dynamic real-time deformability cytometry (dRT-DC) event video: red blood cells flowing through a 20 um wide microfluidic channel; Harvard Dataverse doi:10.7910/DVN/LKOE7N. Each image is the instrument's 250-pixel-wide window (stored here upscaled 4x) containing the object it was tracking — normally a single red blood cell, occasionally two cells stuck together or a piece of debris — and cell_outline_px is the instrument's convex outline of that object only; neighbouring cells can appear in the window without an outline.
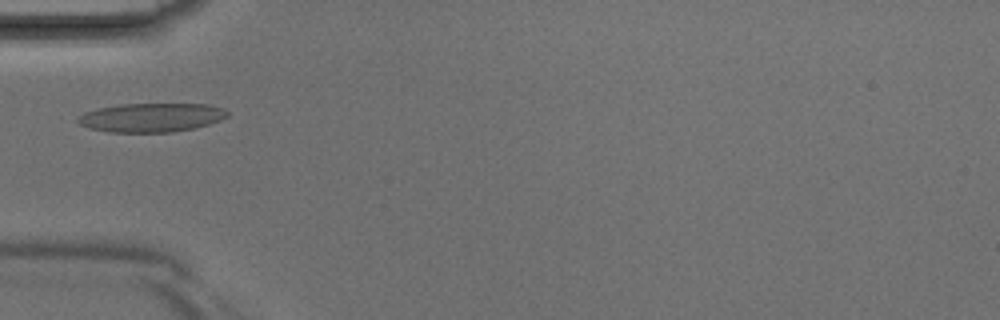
{"species": "Egyptian fruit bat (a non-hibernating species)", "species_latin": "Rousettus aegyptiacus", "temperature_condition": "room temperature", "stored_images_in_passage": 1, "camera_frame_rate_fps": 3000, "um_per_image_px": 0.085, "animal": {"sex": "male"}, "frame": {"image": 1, "passage_image": 1, "time_ms": 0.0, "image_size_px": [1000, 320], "cell_outline_px": [[228, 116], [220, 120], [196, 128], [172, 132], [108, 132], [88, 128], [80, 124], [76, 120], [84, 112], [100, 108], [120, 104], [208, 104], [224, 108], [228, 112]], "centroid_in_image_um": [12.88, 9.99], "position_along_channel_um": 72.1, "area_um2": 25.2}}